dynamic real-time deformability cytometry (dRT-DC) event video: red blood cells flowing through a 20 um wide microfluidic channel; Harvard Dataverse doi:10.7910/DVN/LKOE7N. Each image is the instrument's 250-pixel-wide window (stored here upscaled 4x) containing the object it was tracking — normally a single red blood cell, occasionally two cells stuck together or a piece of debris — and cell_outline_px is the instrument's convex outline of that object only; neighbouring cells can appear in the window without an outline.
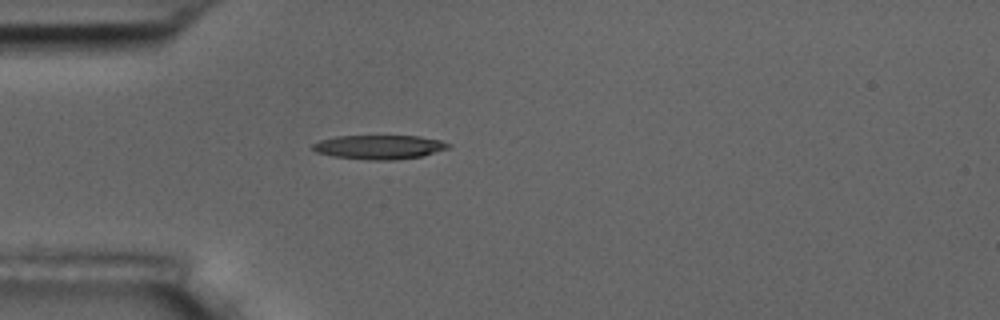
{"species": "common noctule bat (a hibernating species)", "species_latin": "Nyctalus noctula", "temperature_condition": "room temperature", "stored_images_in_passage": 1, "camera_frame_rate_fps": 3000, "um_per_image_px": 0.085, "animal": {"sex": "male", "body_mass_g": 17.5, "forearm_length_mm": 52.3}, "frame": {"image": 1, "passage_image": 1, "time_ms": 0.0, "image_size_px": [1000, 320], "cell_outline_px": [[452, 144], [448, 148], [420, 156], [396, 160], [368, 160], [332, 156], [316, 152], [312, 148], [312, 144], [320, 140], [336, 136], [420, 136], [440, 140]], "centroid_in_image_um": [32.21, 12.5], "position_along_channel_um": 52.8, "area_um2": 19.02}}